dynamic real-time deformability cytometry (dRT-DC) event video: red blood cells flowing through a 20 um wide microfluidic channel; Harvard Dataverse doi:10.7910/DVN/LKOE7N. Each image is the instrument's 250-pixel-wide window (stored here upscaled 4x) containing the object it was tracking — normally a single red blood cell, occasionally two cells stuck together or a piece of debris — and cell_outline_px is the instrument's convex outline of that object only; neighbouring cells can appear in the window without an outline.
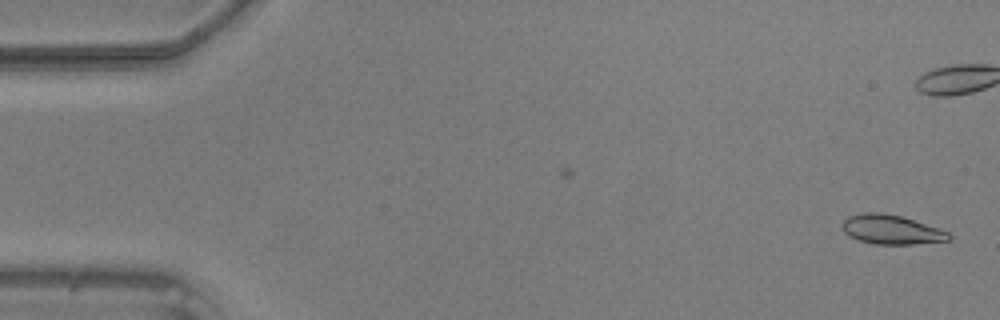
{"species": "common noctule bat (a hibernating species)", "species_latin": "Nyctalus noctula", "temperature_condition": "warm", "stored_images_in_passage": 44, "camera_frame_rate_fps": 3000, "um_per_image_px": 0.085, "animal": {"sex": "male", "body_mass_g": 20.5, "forearm_length_mm": 52.5}, "frame": {"image": 1, "passage_image": 1, "time_ms": 0.0, "image_size_px": [1000, 320], "cell_outline_px": [[952, 240], [912, 244], [876, 244], [860, 240], [844, 232], [844, 220], [848, 216], [864, 212], [880, 212], [900, 216], [948, 232], [952, 236]], "centroid_in_image_um": [75.78, 19.52], "position_along_channel_um": 9.2, "area_um2": 17.74}}
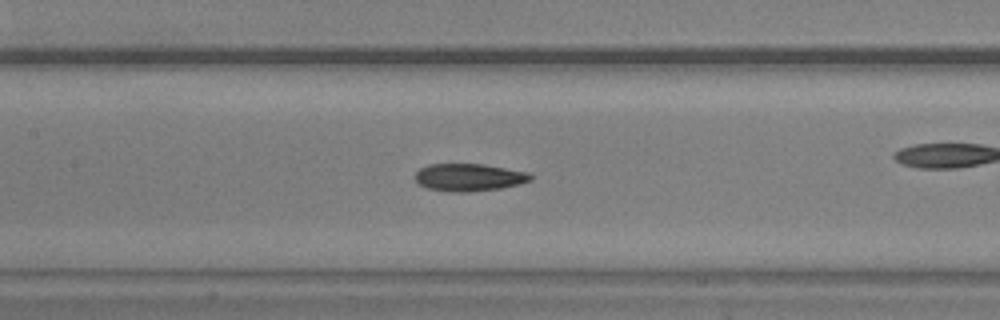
{"frame": {"image": 2, "passage_image": 22, "time_ms": 7.0, "image_size_px": [1000, 320], "cell_outline_px": [[532, 180], [500, 188], [464, 192], [460, 192], [428, 188], [420, 184], [416, 180], [416, 172], [420, 168], [428, 164], [484, 164], [528, 172], [532, 176]], "centroid_in_image_um": [39.87, 15.05], "position_along_channel_um": 167.5, "area_um2": 18.15}}